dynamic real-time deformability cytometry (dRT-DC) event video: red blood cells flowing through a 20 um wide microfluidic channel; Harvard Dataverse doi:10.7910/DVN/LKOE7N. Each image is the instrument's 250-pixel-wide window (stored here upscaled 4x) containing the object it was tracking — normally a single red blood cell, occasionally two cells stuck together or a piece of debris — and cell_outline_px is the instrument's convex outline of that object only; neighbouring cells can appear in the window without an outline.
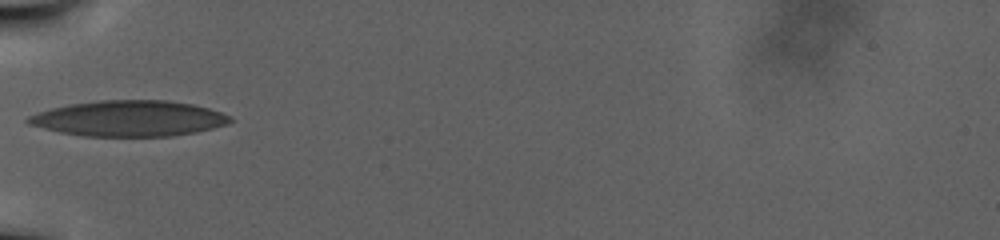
{"species": "human", "species_latin": "Homo sapiens", "temperature_condition": "warm", "stored_images_in_passage": 44, "camera_frame_rate_fps": 3000, "um_per_image_px": 0.085, "donor": {"sex": "male"}, "frame": {"image": 1, "passage_image": 1, "time_ms": 0.0, "image_size_px": [1000, 240], "cell_outline_px": [[232, 120], [228, 124], [196, 132], [172, 136], [84, 136], [60, 132], [28, 124], [24, 120], [28, 116], [52, 108], [68, 104], [100, 100], [168, 100], [192, 104], [208, 108], [220, 112], [228, 116]], "centroid_in_image_um": [10.95, 10.06], "position_along_channel_um": 74.1, "area_um2": 41.91}}
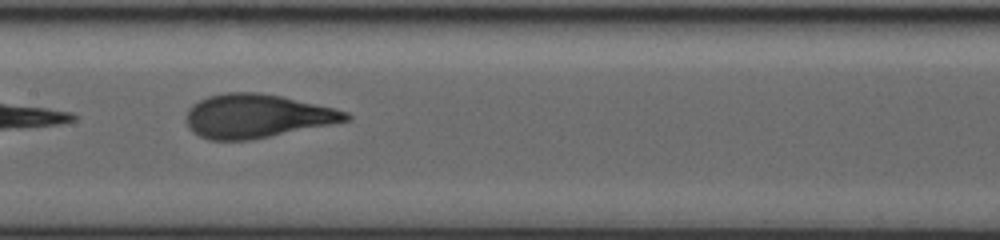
{"frame": {"image": 2, "passage_image": 18, "time_ms": 5.667, "image_size_px": [1000, 240], "cell_outline_px": [[352, 116], [348, 120], [248, 140], [208, 140], [192, 132], [188, 128], [188, 108], [192, 104], [208, 96], [228, 92], [260, 92], [280, 96], [332, 108], [348, 112]], "centroid_in_image_um": [21.77, 9.86], "position_along_channel_um": 185.6, "area_um2": 39.88}}
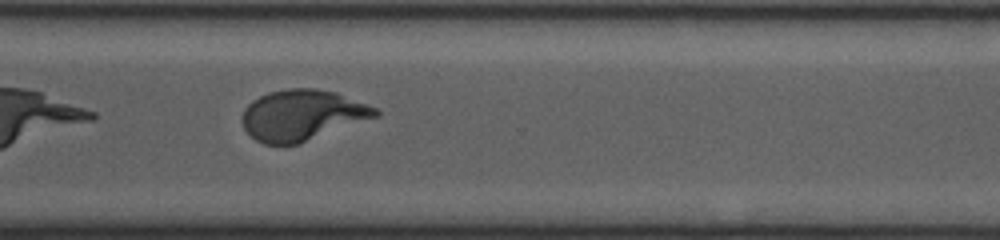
{"frame": {"image": 3, "passage_image": 42, "time_ms": 13.667, "image_size_px": [1000, 240], "cell_outline_px": [[380, 116], [296, 144], [264, 144], [256, 140], [244, 128], [240, 120], [240, 116], [244, 108], [252, 100], [268, 92], [288, 88], [316, 88], [336, 92], [376, 108], [380, 112]], "centroid_in_image_um": [25.66, 9.77], "position_along_channel_um": 344.9, "area_um2": 39.36}}